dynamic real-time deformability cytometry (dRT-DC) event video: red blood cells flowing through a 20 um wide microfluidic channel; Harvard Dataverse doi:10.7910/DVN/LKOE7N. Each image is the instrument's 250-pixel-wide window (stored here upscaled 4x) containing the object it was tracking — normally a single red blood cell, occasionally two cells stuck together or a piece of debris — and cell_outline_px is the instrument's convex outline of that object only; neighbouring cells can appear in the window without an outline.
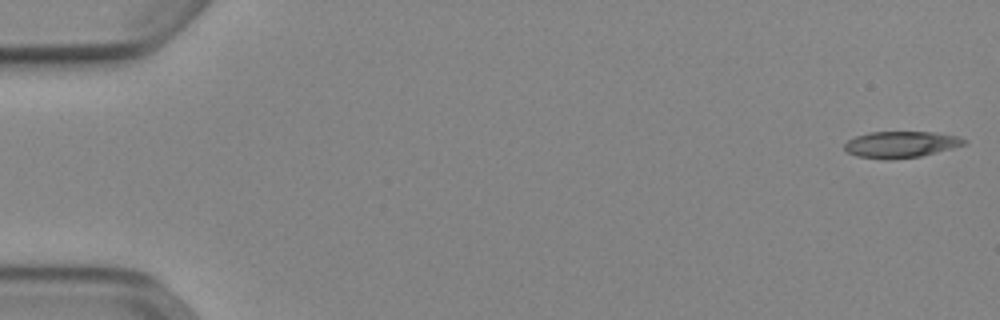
{"species": "Egyptian fruit bat (a non-hibernating species)", "species_latin": "Rousettus aegyptiacus", "temperature_condition": "cold", "stored_images_in_passage": 52, "camera_frame_rate_fps": 3000, "um_per_image_px": 0.085, "animal": {"sex": "female"}, "frame": {"image": 1, "passage_image": 1, "time_ms": 0.0, "image_size_px": [1000, 320], "cell_outline_px": [[968, 144], [920, 156], [888, 160], [884, 160], [856, 156], [848, 152], [844, 148], [844, 144], [848, 140], [856, 136], [868, 132], [936, 132], [960, 136], [968, 140]], "centroid_in_image_um": [76.6, 12.27], "position_along_channel_um": 8.4, "area_um2": 18.61}}
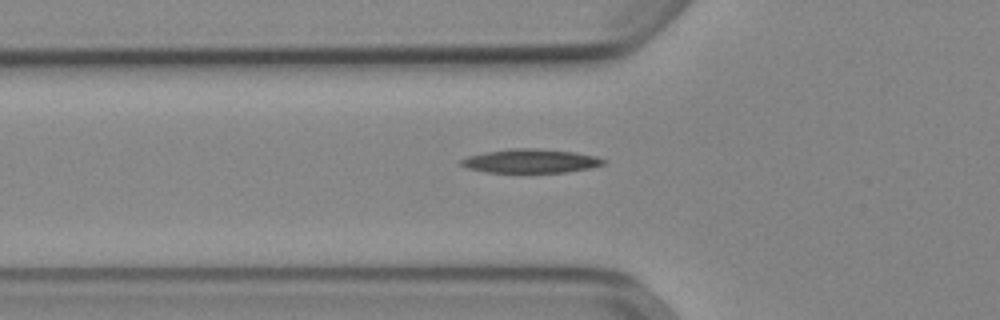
{"frame": {"image": 2, "passage_image": 18, "time_ms": 5.667, "image_size_px": [1000, 320], "cell_outline_px": [[608, 164], [588, 168], [564, 172], [488, 172], [468, 168], [460, 164], [460, 160], [468, 156], [484, 152], [512, 148], [532, 148], [572, 152], [596, 156], [608, 160]], "centroid_in_image_um": [45.13, 13.68], "position_along_channel_um": 80.7, "area_um2": 19.65}}
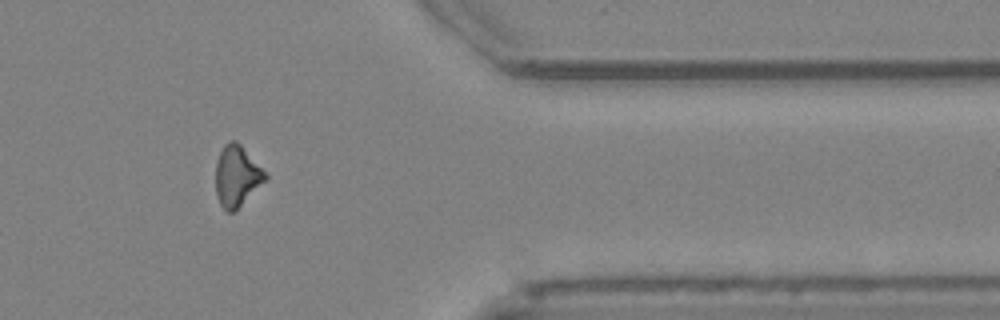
{"frame": {"image": 3, "passage_image": 43, "time_ms": 14.0, "image_size_px": [1000, 320], "cell_outline_px": [[268, 176], [236, 212], [228, 212], [220, 204], [216, 196], [216, 164], [220, 152], [224, 144], [228, 140], [236, 140], [240, 144]], "centroid_in_image_um": [20.1, 14.98], "position_along_channel_um": 391.3, "area_um2": 17.4}, "authors_computed_cell_mechanics": {"area_um2": 18.5827, "velocity_mm_per_s": 3.9345, "shape_relaxation_time_tau1_ms": 7.0122, "shape_relaxation_time_tau2_ms": null, "deformation_change_tau1": 0.1609, "deformation_change_tau2": null}}